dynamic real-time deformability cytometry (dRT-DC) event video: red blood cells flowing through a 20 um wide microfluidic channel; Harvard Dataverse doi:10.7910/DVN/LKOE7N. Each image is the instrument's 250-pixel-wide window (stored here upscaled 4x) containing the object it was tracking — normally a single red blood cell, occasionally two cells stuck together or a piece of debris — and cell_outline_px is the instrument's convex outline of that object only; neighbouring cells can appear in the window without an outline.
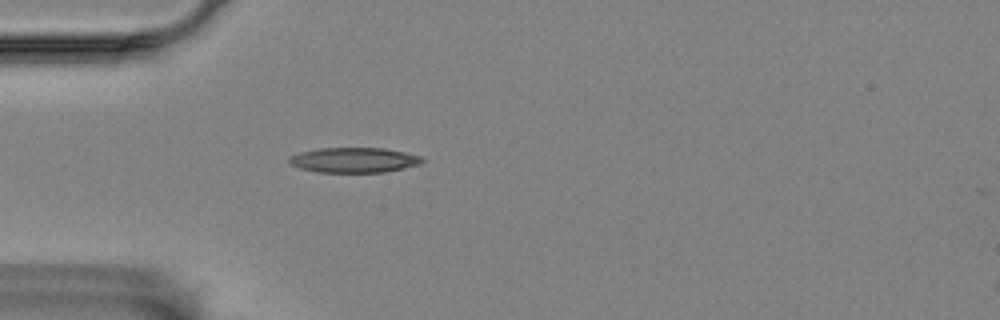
{"species": "Egyptian fruit bat (a non-hibernating species)", "species_latin": "Rousettus aegyptiacus", "temperature_condition": "room temperature", "stored_images_in_passage": 2, "camera_frame_rate_fps": 3000, "um_per_image_px": 0.085, "animal": {"sex": "female"}, "frame": {"image": 1, "passage_image": 2, "time_ms": 0.333, "image_size_px": [1000, 320], "cell_outline_px": [[424, 164], [384, 172], [316, 172], [300, 168], [288, 164], [288, 156], [300, 152], [320, 148], [384, 148], [404, 152], [420, 156], [424, 160]], "centroid_in_image_um": [30.08, 13.6], "position_along_channel_um": 54.9, "area_um2": 19.59}}